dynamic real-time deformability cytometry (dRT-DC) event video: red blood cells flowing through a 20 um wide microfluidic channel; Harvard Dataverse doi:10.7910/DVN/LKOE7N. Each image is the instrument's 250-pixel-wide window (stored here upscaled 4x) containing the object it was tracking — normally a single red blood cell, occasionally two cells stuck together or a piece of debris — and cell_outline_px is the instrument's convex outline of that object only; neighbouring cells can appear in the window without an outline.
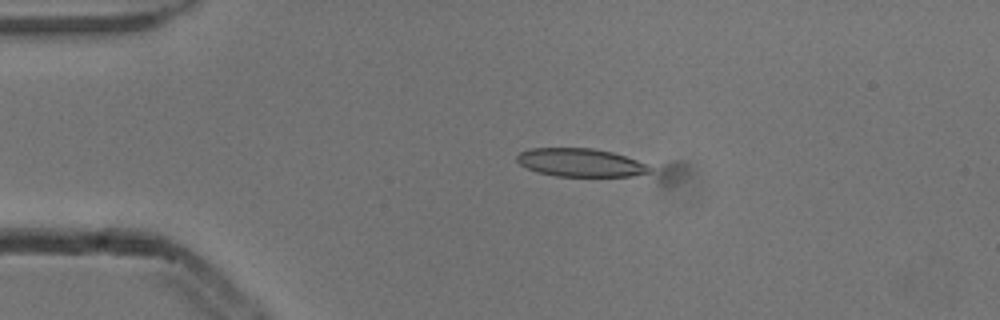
{"species": "common noctule bat (a hibernating species)", "species_latin": "Nyctalus noctula", "temperature_condition": "cold", "stored_images_in_passage": 4, "camera_frame_rate_fps": 3000, "um_per_image_px": 0.085, "animal": {"sex": "male", "body_mass_g": 13.3}, "frame": {"image": 1, "passage_image": 2, "time_ms": 0.333, "image_size_px": [1000, 320], "cell_outline_px": [[680, 180], [676, 184], [664, 184], [556, 176], [536, 172], [520, 164], [516, 160], [516, 156], [520, 152], [528, 148], [592, 148], [680, 164]], "centroid_in_image_um": [50.9, 14.05], "position_along_channel_um": 34.1, "area_um2": 30.17}}